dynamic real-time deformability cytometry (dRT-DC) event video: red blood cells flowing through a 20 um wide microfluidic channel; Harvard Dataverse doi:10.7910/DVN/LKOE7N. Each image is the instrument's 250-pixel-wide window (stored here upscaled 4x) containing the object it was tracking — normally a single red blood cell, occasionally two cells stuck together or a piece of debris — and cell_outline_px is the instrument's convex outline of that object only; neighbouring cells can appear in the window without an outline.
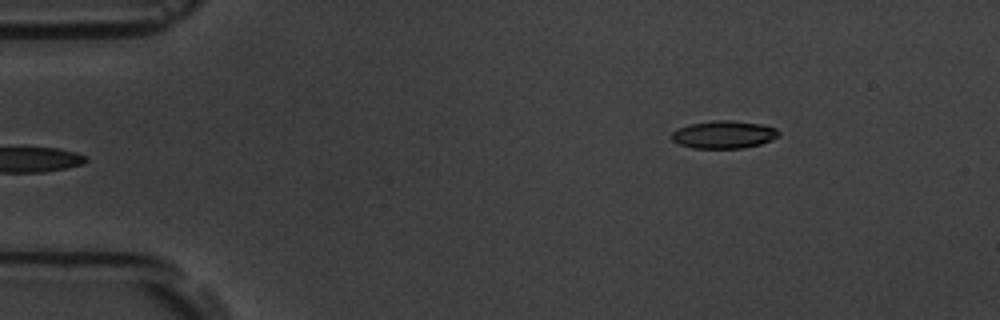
{"species": "common noctule bat (a hibernating species)", "species_latin": "Nyctalus noctula", "temperature_condition": "room temperature", "stored_images_in_passage": 2, "camera_frame_rate_fps": 3000, "um_per_image_px": 0.085, "animal": {"sex": "male", "body_mass_g": 19.5, "forearm_length_mm": 54.6}, "frame": {"image": 1, "passage_image": 2, "time_ms": 1.333, "image_size_px": [1000, 320], "cell_outline_px": [[780, 136], [772, 140], [760, 144], [744, 148], [692, 148], [680, 144], [672, 140], [672, 132], [688, 124], [712, 120], [732, 120], [760, 124], [776, 128], [780, 132]], "centroid_in_image_um": [61.55, 11.43], "position_along_channel_um": 23.5, "area_um2": 17.34}}